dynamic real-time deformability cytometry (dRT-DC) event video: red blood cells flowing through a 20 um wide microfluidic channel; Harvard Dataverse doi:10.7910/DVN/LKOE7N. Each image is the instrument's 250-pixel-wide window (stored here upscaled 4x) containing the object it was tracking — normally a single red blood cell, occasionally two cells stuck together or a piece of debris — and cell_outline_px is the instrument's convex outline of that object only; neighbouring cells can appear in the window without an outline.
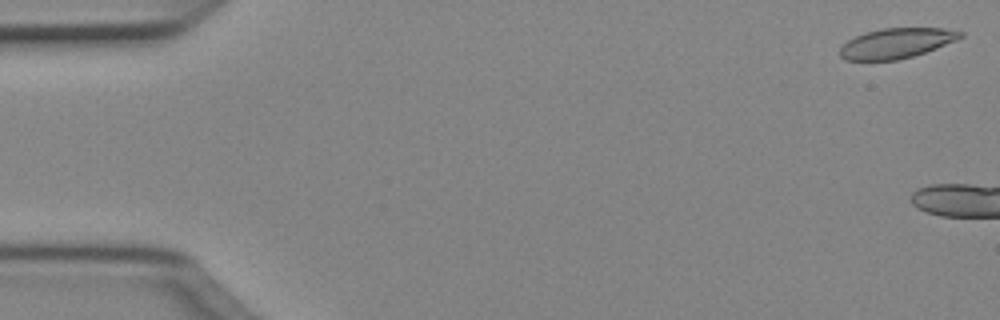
{"species": "Egyptian fruit bat (a non-hibernating species)", "species_latin": "Rousettus aegyptiacus", "temperature_condition": "cold", "stored_images_in_passage": 6, "camera_frame_rate_fps": 3000, "um_per_image_px": 0.085, "animal": {"sex": "female"}, "frame": {"image": 1, "passage_image": 1, "time_ms": 0.0, "image_size_px": [1000, 320], "cell_outline_px": [[964, 36], [956, 40], [936, 48], [912, 56], [896, 60], [844, 60], [840, 56], [840, 48], [848, 40], [856, 36], [880, 28], [944, 28], [964, 32]], "centroid_in_image_um": [76.2, 3.67], "position_along_channel_um": 8.8, "area_um2": 20.92}}